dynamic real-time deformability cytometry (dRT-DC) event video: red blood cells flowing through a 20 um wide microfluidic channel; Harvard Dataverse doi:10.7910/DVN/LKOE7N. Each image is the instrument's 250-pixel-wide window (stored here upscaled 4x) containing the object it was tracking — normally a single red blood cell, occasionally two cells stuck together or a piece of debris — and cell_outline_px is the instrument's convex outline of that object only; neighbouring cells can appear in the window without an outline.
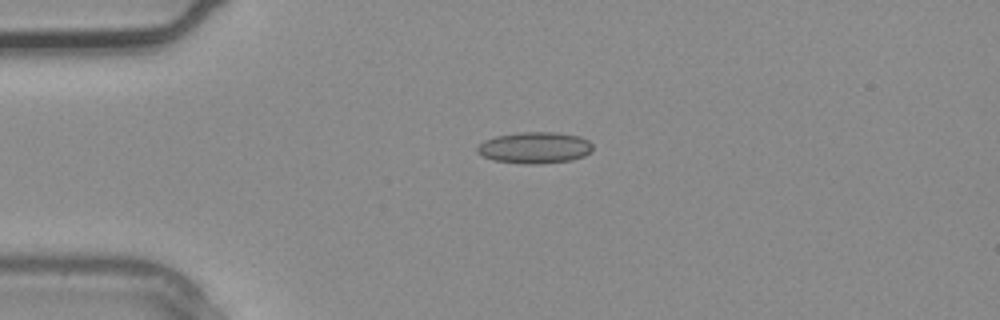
{"species": "common noctule bat (a hibernating species)", "species_latin": "Nyctalus noctula", "temperature_condition": "warm", "stored_images_in_passage": 2, "camera_frame_rate_fps": 3000, "um_per_image_px": 0.085, "animal": {"sex": "male", "body_mass_g": 20.4}, "frame": {"image": 1, "passage_image": 1, "time_ms": 0.0, "image_size_px": [1000, 320], "cell_outline_px": [[592, 152], [584, 156], [572, 160], [540, 164], [524, 164], [492, 160], [476, 152], [476, 148], [484, 140], [496, 136], [520, 132], [556, 132], [580, 136], [588, 140], [592, 144]], "centroid_in_image_um": [45.47, 12.56], "position_along_channel_um": 39.5, "area_um2": 21.33}}
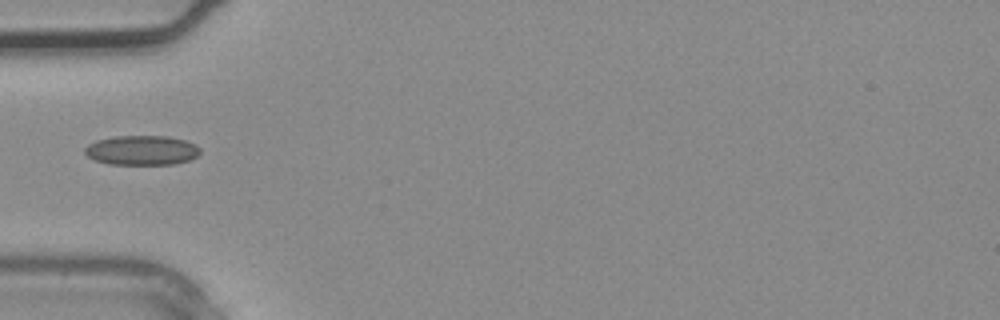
{"frame": {"image": 2, "passage_image": 2, "time_ms": 0.333, "image_size_px": [1000, 320], "cell_outline_px": [[200, 152], [192, 160], [176, 164], [108, 164], [96, 160], [88, 156], [84, 152], [84, 148], [88, 144], [96, 140], [116, 136], [168, 136], [184, 140], [196, 144], [200, 148]], "centroid_in_image_um": [12.07, 12.77], "position_along_channel_um": 72.9, "area_um2": 20.0}}